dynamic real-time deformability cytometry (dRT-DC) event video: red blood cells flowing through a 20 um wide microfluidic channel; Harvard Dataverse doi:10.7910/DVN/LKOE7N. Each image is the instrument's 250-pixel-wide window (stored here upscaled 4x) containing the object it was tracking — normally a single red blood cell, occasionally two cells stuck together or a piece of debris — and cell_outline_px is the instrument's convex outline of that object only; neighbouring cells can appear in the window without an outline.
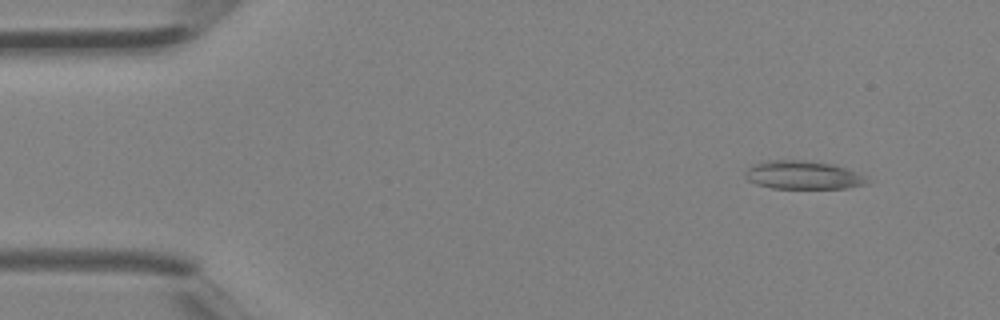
{"species": "Egyptian fruit bat (a non-hibernating species)", "species_latin": "Rousettus aegyptiacus", "temperature_condition": "room temperature", "stored_images_in_passage": 4, "camera_frame_rate_fps": 3000, "um_per_image_px": 0.085, "animal": {"sex": "female"}, "frame": {"image": 1, "passage_image": 2, "time_ms": 0.333, "image_size_px": [1000, 320], "cell_outline_px": [[868, 184], [848, 188], [772, 188], [756, 184], [748, 180], [744, 176], [744, 172], [752, 164], [764, 160], [804, 160], [832, 164], [868, 176]], "centroid_in_image_um": [68.24, 14.88], "position_along_channel_um": 16.8, "area_um2": 20.29}}
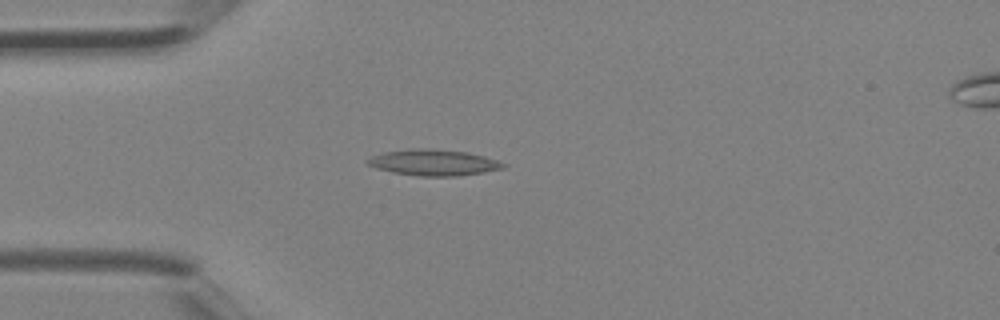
{"frame": {"image": 2, "passage_image": 4, "time_ms": 1.0, "image_size_px": [1000, 320], "cell_outline_px": [[504, 168], [484, 172], [460, 176], [420, 176], [392, 172], [376, 168], [368, 164], [364, 160], [372, 156], [384, 152], [412, 148], [428, 148], [468, 152], [484, 156], [496, 160], [504, 164]], "centroid_in_image_um": [36.83, 13.81], "position_along_channel_um": 48.2, "area_um2": 20.58}}